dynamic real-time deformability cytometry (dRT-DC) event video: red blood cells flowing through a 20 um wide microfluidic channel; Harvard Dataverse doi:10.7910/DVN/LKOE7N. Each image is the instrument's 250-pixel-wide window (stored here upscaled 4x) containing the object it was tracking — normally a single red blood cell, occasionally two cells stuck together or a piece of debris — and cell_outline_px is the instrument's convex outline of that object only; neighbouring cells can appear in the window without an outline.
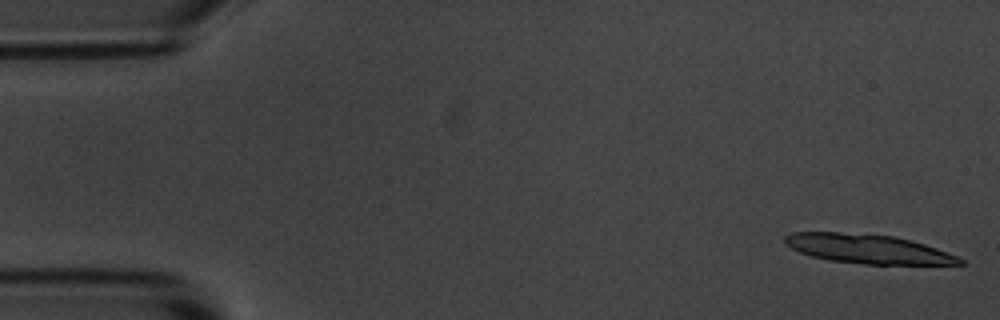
{"species": "common noctule bat (a hibernating species)", "species_latin": "Nyctalus noctula", "temperature_condition": "room temperature", "stored_images_in_passage": 15, "camera_frame_rate_fps": 3000, "um_per_image_px": 0.085, "animal": {"sex": "male", "body_mass_g": 20.1, "forearm_length_mm": 53.5}, "frame": {"image": 1, "passage_image": 1, "time_ms": 0.0, "image_size_px": [1000, 320], "cell_outline_px": [[964, 264], [864, 264], [828, 260], [812, 256], [800, 252], [792, 248], [784, 240], [784, 236], [792, 232], [840, 232], [896, 236], [912, 240], [960, 256], [964, 260]], "centroid_in_image_um": [73.81, 21.15], "position_along_channel_um": 11.2, "area_um2": 29.65}}